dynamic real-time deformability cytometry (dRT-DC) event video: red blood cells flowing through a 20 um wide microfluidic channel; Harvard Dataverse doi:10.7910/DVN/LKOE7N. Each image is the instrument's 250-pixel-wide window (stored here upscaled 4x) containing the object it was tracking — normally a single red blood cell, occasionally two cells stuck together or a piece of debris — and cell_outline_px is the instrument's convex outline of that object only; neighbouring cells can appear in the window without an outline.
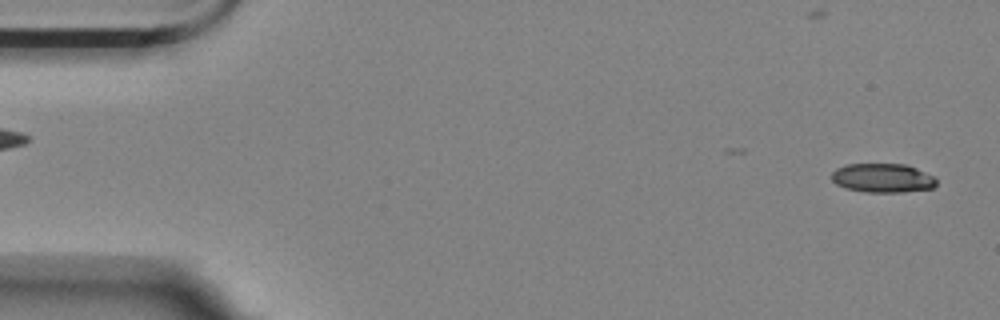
{"species": "Egyptian fruit bat (a non-hibernating species)", "species_latin": "Rousettus aegyptiacus", "temperature_condition": "room temperature", "stored_images_in_passage": 45, "camera_frame_rate_fps": 3000, "um_per_image_px": 0.085, "animal": {"sex": "female"}, "frame": {"image": 1, "passage_image": 2, "time_ms": 0.333, "image_size_px": [1000, 320], "cell_outline_px": [[936, 184], [932, 188], [904, 192], [868, 192], [848, 188], [836, 184], [832, 180], [832, 172], [836, 168], [844, 164], [904, 164], [916, 168], [932, 176], [936, 180]], "centroid_in_image_um": [75.0, 15.12], "position_along_channel_um": 10.0, "area_um2": 17.57}}
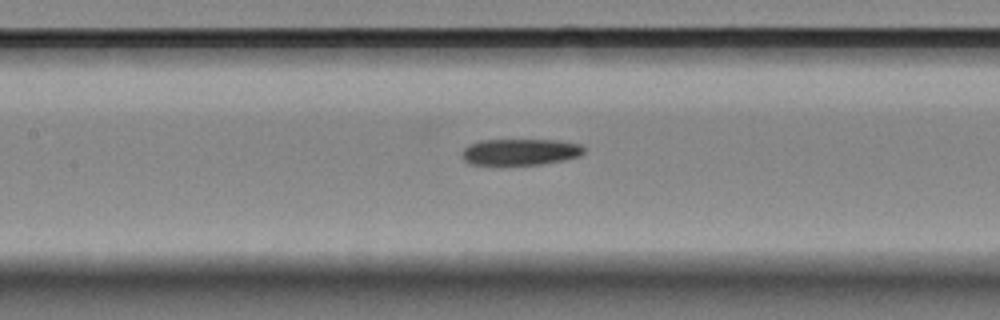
{"frame": {"image": 2, "passage_image": 25, "time_ms": 8.0, "image_size_px": [1000, 320], "cell_outline_px": [[584, 152], [580, 156], [564, 160], [540, 164], [468, 164], [464, 160], [464, 148], [468, 144], [480, 140], [556, 140], [580, 144], [584, 148]], "centroid_in_image_um": [44.24, 12.9], "position_along_channel_um": 163.2, "area_um2": 18.55}}
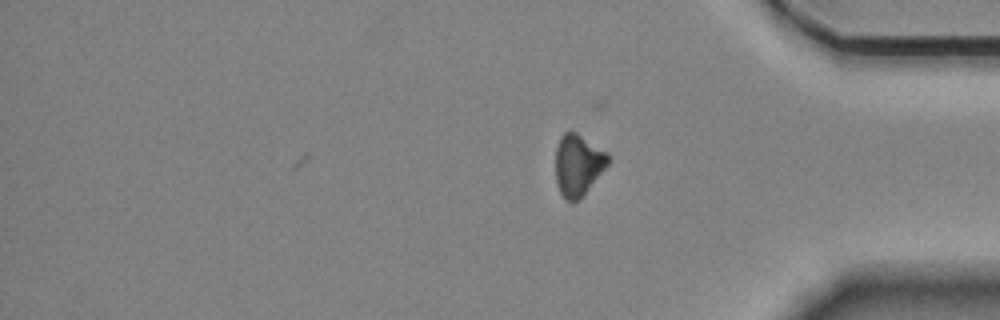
{"frame": {"image": 3, "passage_image": 45, "time_ms": 14.667, "image_size_px": [1000, 320], "cell_outline_px": [[608, 164], [580, 200], [572, 204], [564, 200], [556, 184], [556, 148], [560, 136], [568, 128], [576, 132], [608, 152]], "centroid_in_image_um": [49.11, 14.03], "position_along_channel_um": 386.1, "area_um2": 19.19}, "authors_computed_cell_mechanics": {"area_um2": 19.1896, "velocity_mm_per_s": 3.5716, "shape_relaxation_time_tau1_ms": null, "shape_relaxation_time_tau2_ms": 8.6574, "deformation_change_tau1": null, "deformation_change_tau2": 0.1706}}